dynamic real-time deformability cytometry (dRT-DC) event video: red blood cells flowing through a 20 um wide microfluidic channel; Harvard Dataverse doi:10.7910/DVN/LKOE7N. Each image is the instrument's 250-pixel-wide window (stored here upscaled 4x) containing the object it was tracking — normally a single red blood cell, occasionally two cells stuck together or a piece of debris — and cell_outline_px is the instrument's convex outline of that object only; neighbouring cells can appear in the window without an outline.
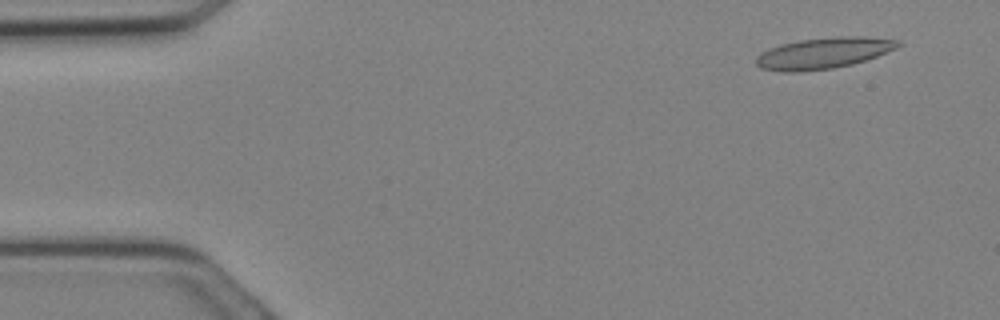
{"species": "Egyptian fruit bat (a non-hibernating species)", "species_latin": "Rousettus aegyptiacus", "temperature_condition": "cold", "stored_images_in_passage": 25, "camera_frame_rate_fps": 3000, "um_per_image_px": 0.085, "animal": {"sex": "female"}, "frame": {"image": 1, "passage_image": 3, "time_ms": 0.667, "image_size_px": [1000, 320], "cell_outline_px": [[904, 44], [896, 48], [876, 56], [852, 64], [832, 68], [800, 72], [780, 72], [760, 68], [756, 64], [756, 56], [760, 52], [768, 48], [780, 44], [800, 40], [836, 36], [860, 36], [900, 40]], "centroid_in_image_um": [69.96, 4.51], "position_along_channel_um": 15.0, "area_um2": 25.89}}
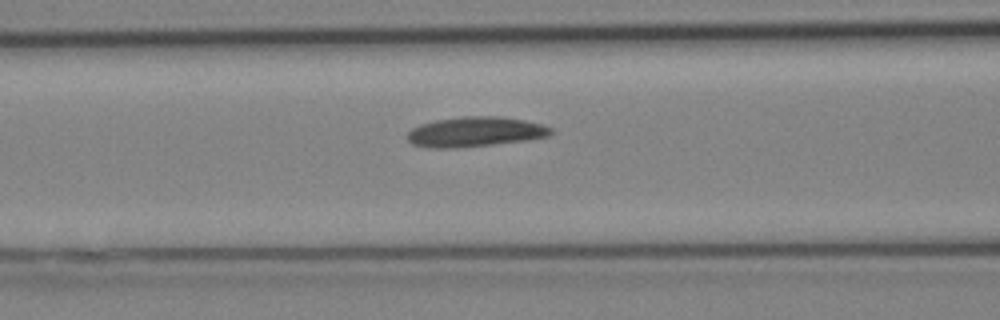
{"frame": {"image": 2, "passage_image": 15, "time_ms": 4.667, "image_size_px": [1000, 320], "cell_outline_px": [[552, 132], [548, 136], [528, 140], [456, 148], [428, 148], [412, 144], [408, 140], [408, 132], [412, 128], [420, 124], [436, 120], [464, 116], [496, 116], [524, 120], [540, 124], [552, 128]], "centroid_in_image_um": [40.36, 11.21], "position_along_channel_um": 126.2, "area_um2": 24.91}}
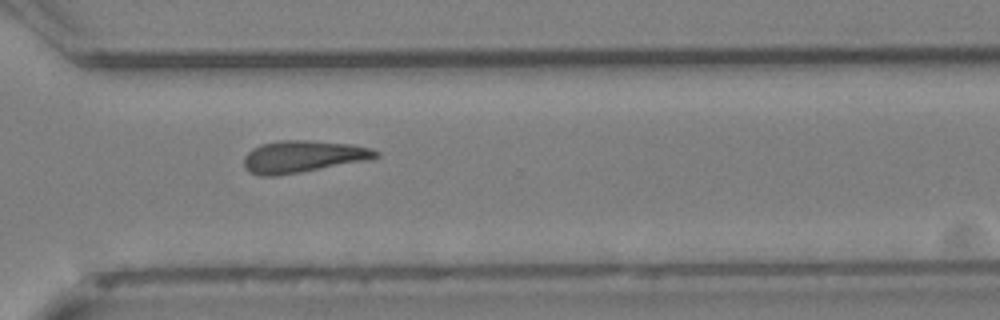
{"frame": {"image": 3, "passage_image": 25, "time_ms": 8.0, "image_size_px": [1000, 320], "cell_outline_px": [[380, 156], [368, 160], [300, 172], [276, 176], [260, 176], [248, 172], [244, 168], [244, 156], [252, 148], [260, 144], [280, 140], [308, 140], [352, 144], [372, 148], [380, 152]], "centroid_in_image_um": [25.73, 13.3], "position_along_channel_um": 344.9, "area_um2": 24.8}}